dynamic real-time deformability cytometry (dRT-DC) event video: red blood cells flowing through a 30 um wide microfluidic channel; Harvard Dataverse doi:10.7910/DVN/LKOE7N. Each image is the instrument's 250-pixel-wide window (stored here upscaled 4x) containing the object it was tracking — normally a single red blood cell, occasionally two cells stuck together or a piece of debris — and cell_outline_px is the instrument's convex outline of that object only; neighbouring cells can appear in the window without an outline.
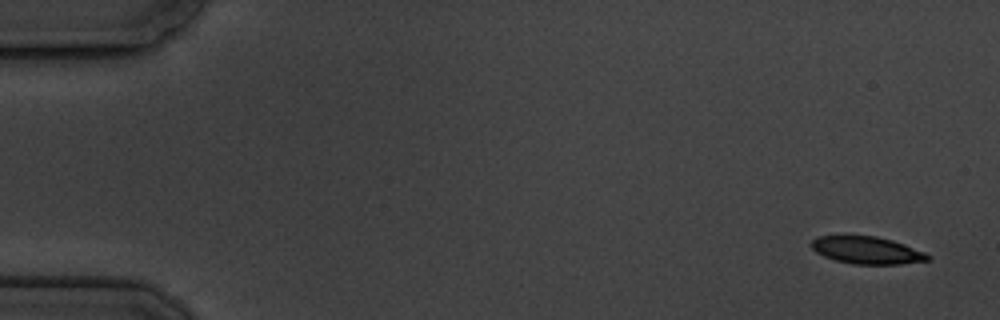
{"species": "common noctule bat (a hibernating species)", "species_latin": "Nyctalus noctula", "temperature_condition": "cold", "stored_images_in_passage": 15, "camera_frame_rate_fps": 3000, "um_per_image_px": 0.085, "animal": {"sex": "male", "body_mass_g": 19.5, "forearm_length_mm": 54.6}, "frame": {"image": 1, "passage_image": 1, "time_ms": 0.0, "image_size_px": [1000, 320], "cell_outline_px": [[928, 260], [900, 264], [852, 264], [836, 260], [824, 256], [816, 252], [808, 244], [816, 236], [844, 232], [876, 236], [892, 240], [904, 244], [924, 252], [928, 256]], "centroid_in_image_um": [73.55, 21.2], "position_along_channel_um": 11.5, "area_um2": 19.25}}
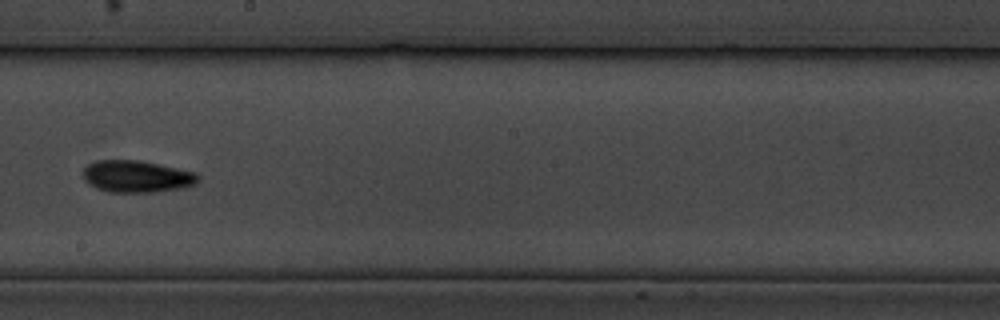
{"frame": {"image": 2, "passage_image": 9, "time_ms": 10.333, "image_size_px": [1000, 320], "cell_outline_px": [[200, 180], [196, 184], [184, 188], [156, 192], [108, 192], [96, 188], [88, 184], [80, 176], [80, 172], [88, 164], [96, 160], [136, 160], [196, 172], [200, 176]], "centroid_in_image_um": [11.59, 15.01], "position_along_channel_um": 236.6, "area_um2": 21.73}}
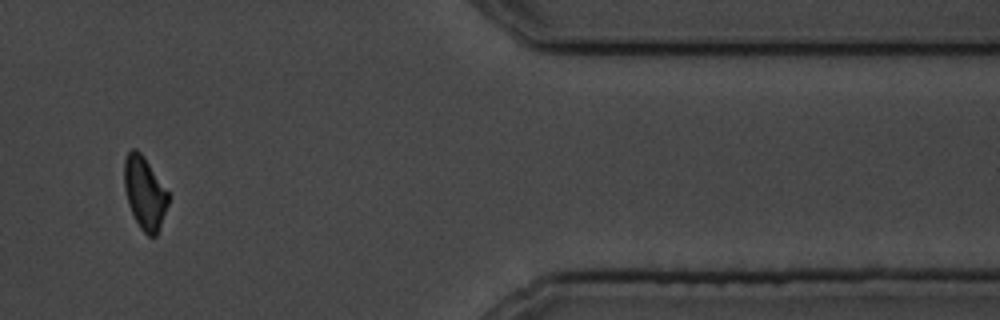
{"frame": {"image": 3, "passage_image": 14, "time_ms": 16.0, "image_size_px": [1000, 320], "cell_outline_px": [[168, 204], [156, 236], [148, 236], [140, 228], [128, 204], [124, 188], [124, 160], [128, 152], [132, 148], [136, 148], [144, 156], [168, 192]], "centroid_in_image_um": [12.28, 16.37], "position_along_channel_um": 399.1, "area_um2": 18.44}, "authors_computed_cell_mechanics": {"area_um2": 19.8254, "velocity_mm_per_s": 3.4403, "shape_relaxation_time_tau1_ms": 3.6962, "shape_relaxation_time_tau2_ms": null, "deformation_change_tau1": 0.0961, "deformation_change_tau2": null}}